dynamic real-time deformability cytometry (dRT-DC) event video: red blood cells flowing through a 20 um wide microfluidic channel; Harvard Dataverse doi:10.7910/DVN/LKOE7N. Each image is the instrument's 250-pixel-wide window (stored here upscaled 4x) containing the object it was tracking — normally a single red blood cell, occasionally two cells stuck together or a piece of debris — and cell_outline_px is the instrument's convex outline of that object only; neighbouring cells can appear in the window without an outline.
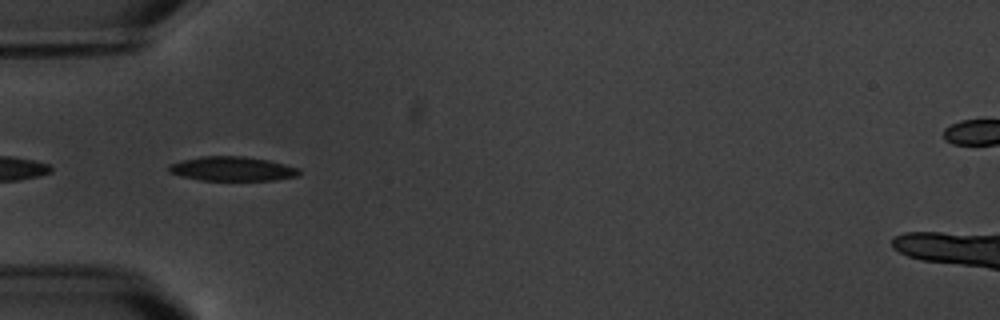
{"species": "common noctule bat (a hibernating species)", "species_latin": "Nyctalus noctula", "temperature_condition": "warm", "stored_images_in_passage": 7, "segment_of_instrument_passage": [2, 2], "camera_frame_rate_fps": 3000, "um_per_image_px": 0.085, "animal": {"sex": "male", "body_mass_g": 20.1, "forearm_length_mm": 53.5}, "frame": {"image": 1, "passage_image": 6, "time_ms": 6.0, "image_size_px": [1000, 320], "cell_outline_px": [[300, 172], [296, 176], [276, 180], [200, 180], [180, 176], [168, 172], [168, 164], [180, 160], [200, 156], [244, 156], [268, 160], [300, 168]], "centroid_in_image_um": [19.69, 14.34], "position_along_channel_um": 65.3, "area_um2": 18.61}}